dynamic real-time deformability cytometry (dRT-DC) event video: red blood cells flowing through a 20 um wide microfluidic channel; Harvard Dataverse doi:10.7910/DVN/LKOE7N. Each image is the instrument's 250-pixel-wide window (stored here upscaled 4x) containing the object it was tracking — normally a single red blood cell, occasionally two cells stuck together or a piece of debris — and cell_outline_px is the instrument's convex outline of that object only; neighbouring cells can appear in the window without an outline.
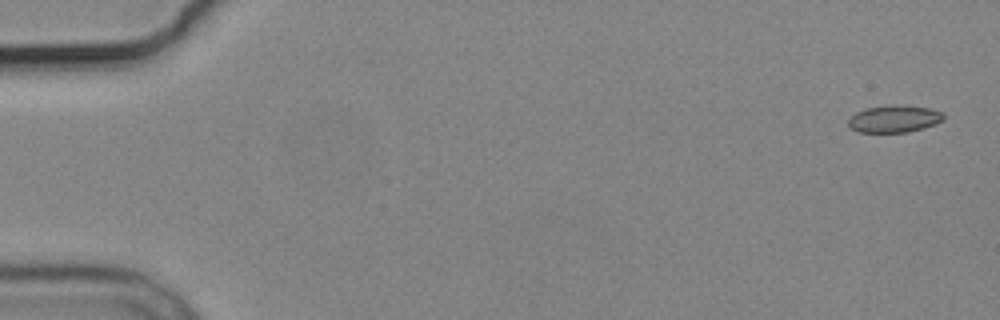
{"species": "common noctule bat (a hibernating species)", "species_latin": "Nyctalus noctula", "temperature_condition": "cold", "stored_images_in_passage": 4, "camera_frame_rate_fps": 3000, "um_per_image_px": 0.085, "animal": {"sex": "male", "body_mass_g": 19.2, "forearm_length_mm": 51.8}, "frame": {"image": 1, "passage_image": 1, "time_ms": 0.0, "image_size_px": [1000, 320], "cell_outline_px": [[944, 120], [924, 128], [908, 132], [860, 132], [852, 128], [848, 124], [848, 120], [856, 112], [868, 108], [928, 108], [940, 112], [944, 116]], "centroid_in_image_um": [76.0, 10.17], "position_along_channel_um": 9.0, "area_um2": 13.99}}